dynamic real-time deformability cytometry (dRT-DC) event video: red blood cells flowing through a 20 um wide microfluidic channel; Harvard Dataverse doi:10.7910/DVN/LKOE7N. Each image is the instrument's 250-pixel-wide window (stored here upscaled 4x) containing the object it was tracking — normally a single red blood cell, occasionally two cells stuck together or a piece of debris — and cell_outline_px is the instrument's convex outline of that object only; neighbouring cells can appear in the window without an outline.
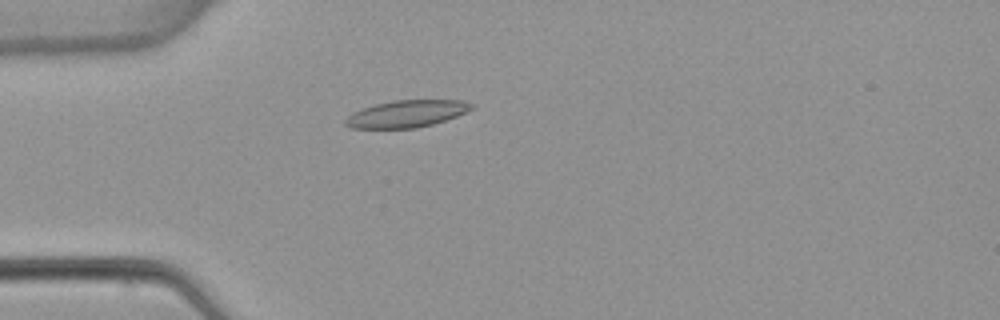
{"species": "common noctule bat (a hibernating species)", "species_latin": "Nyctalus noctula", "temperature_condition": "warm", "stored_images_in_passage": 5, "camera_frame_rate_fps": 3000, "um_per_image_px": 0.085, "animal": {"sex": "female", "body_mass_g": 22.7, "forearm_length_mm": 54.2}, "frame": {"image": 1, "passage_image": 4, "time_ms": 3.667, "image_size_px": [1000, 320], "cell_outline_px": [[476, 104], [472, 108], [456, 116], [432, 124], [416, 128], [352, 128], [344, 124], [344, 120], [352, 112], [376, 104], [392, 100], [464, 100]], "centroid_in_image_um": [34.56, 9.66], "position_along_channel_um": 50.4, "area_um2": 19.77}}